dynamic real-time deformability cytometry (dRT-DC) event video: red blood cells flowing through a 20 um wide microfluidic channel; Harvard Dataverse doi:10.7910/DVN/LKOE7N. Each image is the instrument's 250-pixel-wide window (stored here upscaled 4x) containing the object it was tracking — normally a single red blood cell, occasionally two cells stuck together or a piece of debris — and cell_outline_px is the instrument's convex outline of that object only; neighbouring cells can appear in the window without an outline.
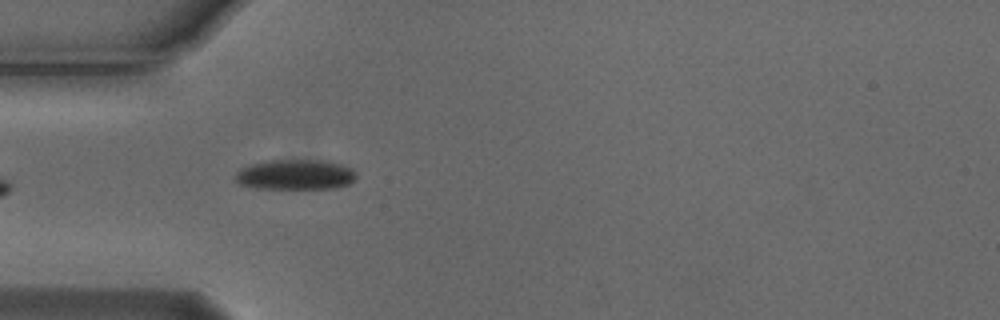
{"species": "Egyptian fruit bat (a non-hibernating species)", "species_latin": "Rousettus aegyptiacus", "temperature_condition": "cold", "stored_images_in_passage": 11, "camera_frame_rate_fps": 3000, "um_per_image_px": 0.085, "animal": {"sex": "male"}, "frame": {"image": 1, "passage_image": 5, "time_ms": 1.333, "image_size_px": [1000, 320], "cell_outline_px": [[356, 176], [348, 184], [336, 188], [260, 188], [240, 184], [236, 180], [236, 172], [252, 164], [272, 160], [324, 160], [340, 164], [352, 168], [356, 172]], "centroid_in_image_um": [25.15, 14.84], "position_along_channel_um": 59.8, "area_um2": 20.92}}
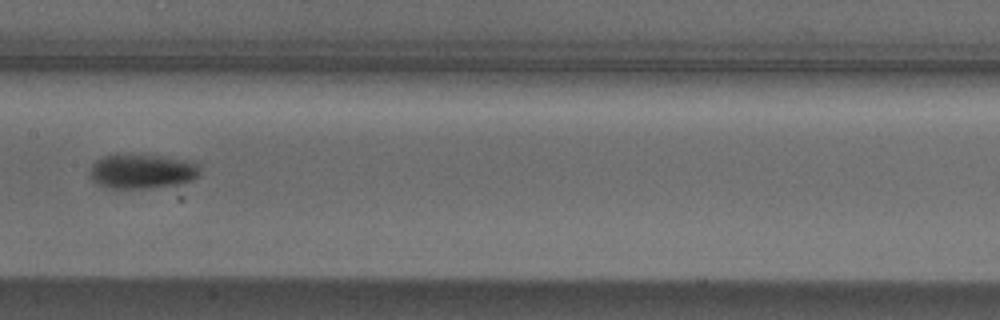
{"frame": {"image": 2, "passage_image": 8, "time_ms": 2.333, "image_size_px": [1000, 320], "cell_outline_px": [[200, 176], [192, 180], [176, 184], [148, 188], [108, 188], [96, 184], [92, 180], [92, 164], [96, 160], [104, 156], [160, 156], [196, 160], [200, 164]], "centroid_in_image_um": [12.17, 14.57], "position_along_channel_um": 195.2, "area_um2": 21.96}}
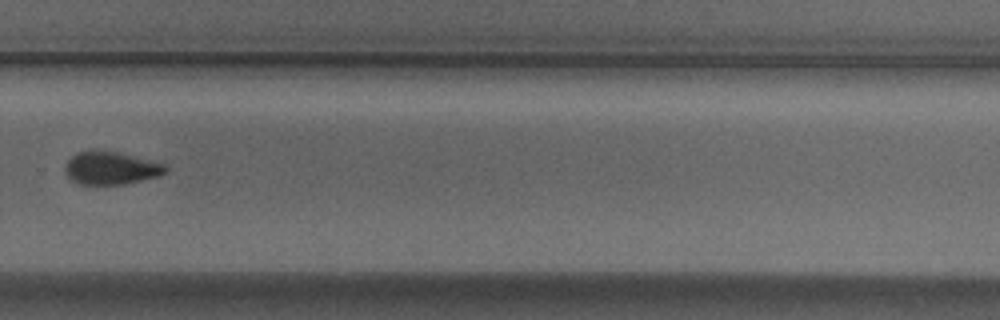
{"frame": {"image": 3, "passage_image": 11, "time_ms": 3.333, "image_size_px": [1000, 320], "cell_outline_px": [[168, 168], [160, 176], [124, 184], [80, 184], [72, 180], [64, 172], [64, 164], [76, 152], [116, 152], [164, 164]], "centroid_in_image_um": [9.4, 14.31], "position_along_channel_um": 320.4, "area_um2": 18.73}}